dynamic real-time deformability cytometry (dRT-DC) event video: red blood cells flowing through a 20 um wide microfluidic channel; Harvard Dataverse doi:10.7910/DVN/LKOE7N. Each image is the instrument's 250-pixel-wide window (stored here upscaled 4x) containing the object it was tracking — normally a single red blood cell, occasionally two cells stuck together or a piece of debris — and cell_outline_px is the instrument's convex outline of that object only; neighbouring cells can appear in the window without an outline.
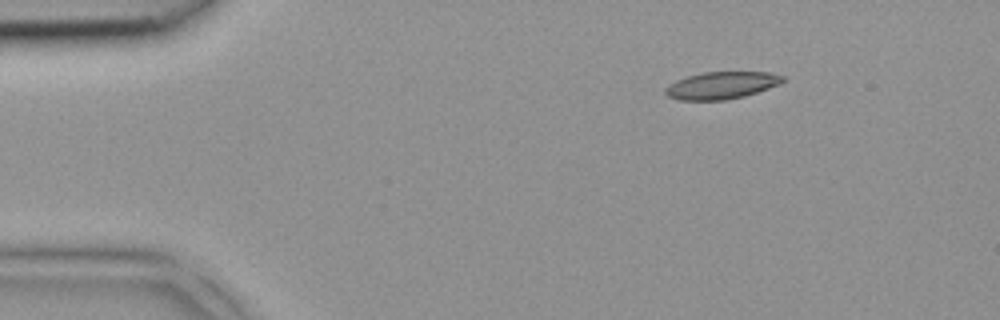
{"species": "common noctule bat (a hibernating species)", "species_latin": "Nyctalus noctula", "temperature_condition": "room temperature", "stored_images_in_passage": 38, "camera_frame_rate_fps": 3000, "um_per_image_px": 0.085, "animal": {"sex": "female", "body_mass_g": 18.4}, "frame": {"image": 1, "passage_image": 1, "time_ms": 0.0, "image_size_px": [1000, 320], "cell_outline_px": [[784, 80], [780, 84], [744, 96], [724, 100], [680, 100], [668, 96], [664, 92], [664, 88], [676, 80], [688, 76], [704, 72], [772, 72], [784, 76]], "centroid_in_image_um": [61.33, 7.25], "position_along_channel_um": 23.7, "area_um2": 18.55}}
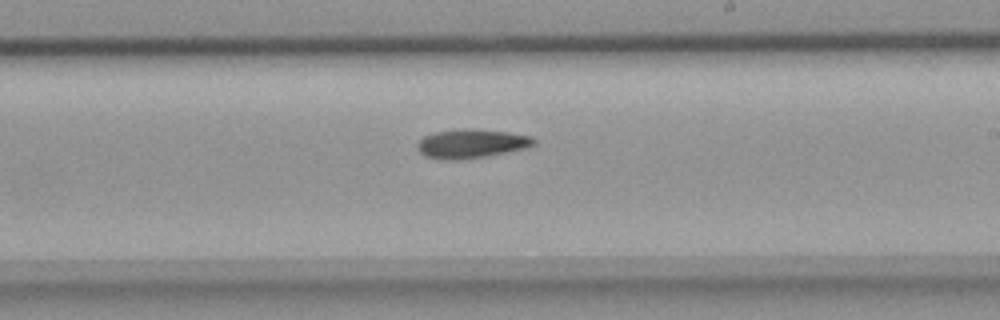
{"frame": {"image": 2, "passage_image": 20, "time_ms": 6.333, "image_size_px": [1000, 320], "cell_outline_px": [[536, 144], [524, 148], [508, 152], [484, 156], [456, 160], [440, 160], [424, 156], [416, 148], [416, 144], [424, 136], [432, 132], [460, 128], [472, 128], [508, 132], [532, 136], [536, 140]], "centroid_in_image_um": [40.03, 12.2], "position_along_channel_um": 249.0, "area_um2": 19.94}}
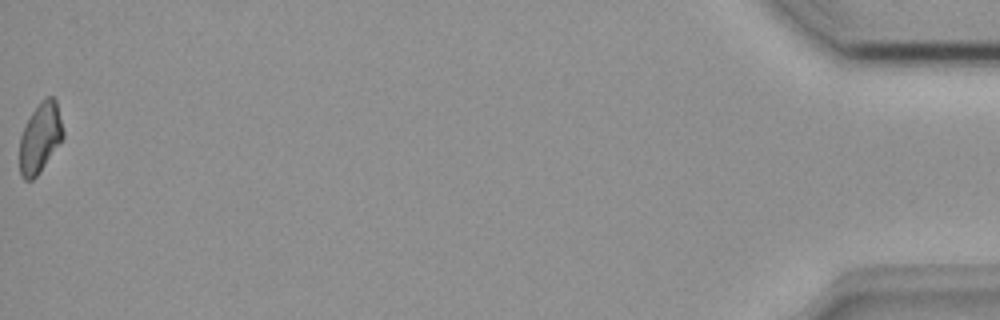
{"frame": {"image": 3, "passage_image": 38, "time_ms": 12.333, "image_size_px": [1000, 320], "cell_outline_px": [[64, 136], [40, 172], [32, 180], [24, 180], [20, 176], [20, 136], [32, 112], [40, 100], [44, 96], [52, 96], [56, 100], [64, 132]], "centroid_in_image_um": [3.41, 11.7], "position_along_channel_um": 431.8, "area_um2": 17.63}}